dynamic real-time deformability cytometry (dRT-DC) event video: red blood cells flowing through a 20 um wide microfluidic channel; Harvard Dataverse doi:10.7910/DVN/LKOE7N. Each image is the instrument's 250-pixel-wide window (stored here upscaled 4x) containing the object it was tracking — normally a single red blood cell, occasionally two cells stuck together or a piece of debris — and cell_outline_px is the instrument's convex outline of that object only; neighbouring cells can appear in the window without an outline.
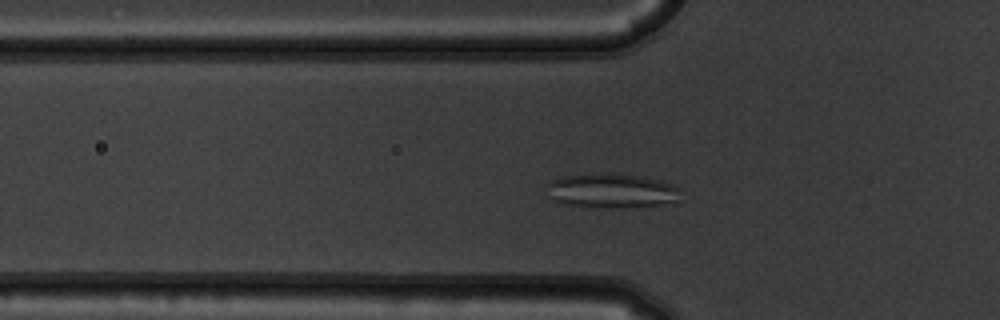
{"species": "common noctule bat (a hibernating species)", "species_latin": "Nyctalus noctula", "temperature_condition": "warm", "stored_images_in_passage": 48, "camera_frame_rate_fps": 3000, "um_per_image_px": 0.085, "animal": {"sex": "male", "body_mass_g": 19.5, "forearm_length_mm": 54.6}, "frame": {"image": 1, "passage_image": 12, "time_ms": 3.667, "image_size_px": [1000, 320], "cell_outline_px": [[680, 188], [676, 200], [672, 204], [632, 208], [600, 208], [568, 204], [556, 200], [552, 196], [544, 184], [552, 180], [564, 176], [600, 172], [612, 172], [644, 176], [660, 180], [672, 184]], "centroid_in_image_um": [52.04, 16.2], "position_along_channel_um": 73.8, "area_um2": 27.46}}
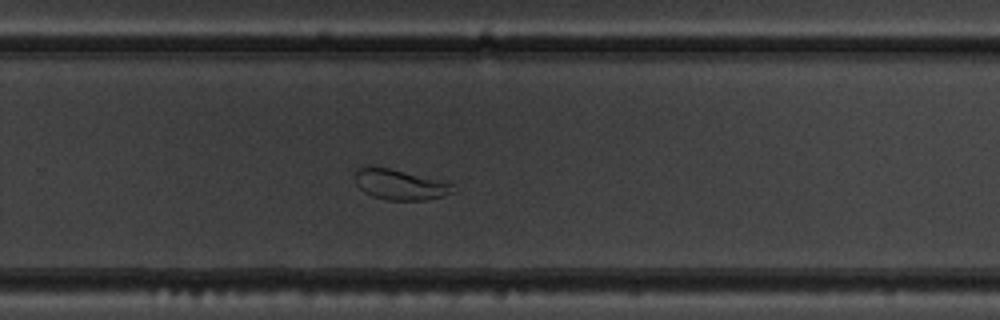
{"frame": {"image": 2, "passage_image": 30, "time_ms": 9.667, "image_size_px": [1000, 320], "cell_outline_px": [[456, 188], [452, 192], [444, 196], [428, 200], [388, 200], [372, 196], [364, 192], [356, 184], [356, 168], [388, 168], [448, 180]], "centroid_in_image_um": [34.1, 15.7], "position_along_channel_um": 295.7, "area_um2": 17.46}}
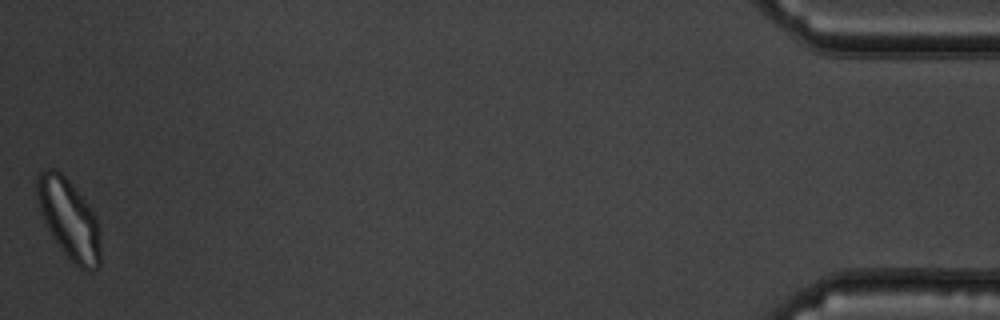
{"frame": {"image": 3, "passage_image": 48, "time_ms": 15.667, "image_size_px": [1000, 320], "cell_outline_px": [[100, 264], [96, 268], [88, 272], [80, 268], [64, 252], [52, 236], [40, 212], [36, 196], [36, 176], [44, 168], [56, 168], [68, 180], [88, 204], [96, 216], [100, 228]], "centroid_in_image_um": [5.86, 18.59], "position_along_channel_um": 429.3, "area_um2": 29.54}}